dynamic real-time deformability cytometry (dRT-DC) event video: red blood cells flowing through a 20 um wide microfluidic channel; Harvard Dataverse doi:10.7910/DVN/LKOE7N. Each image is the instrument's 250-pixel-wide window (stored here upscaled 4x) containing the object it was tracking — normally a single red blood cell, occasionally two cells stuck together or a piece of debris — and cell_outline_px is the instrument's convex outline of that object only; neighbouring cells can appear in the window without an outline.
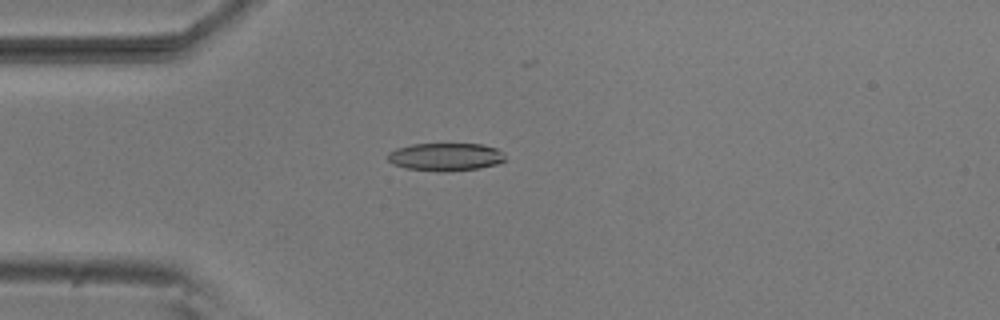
{"species": "common noctule bat (a hibernating species)", "species_latin": "Nyctalus noctula", "temperature_condition": "room temperature", "stored_images_in_passage": 5, "camera_frame_rate_fps": 3000, "um_per_image_px": 0.085, "animal": {"sex": "male", "body_mass_g": 20.5, "forearm_length_mm": 52.5}, "frame": {"image": 1, "passage_image": 4, "time_ms": 1.0, "image_size_px": [1000, 320], "cell_outline_px": [[504, 160], [496, 164], [480, 168], [448, 172], [436, 172], [404, 168], [392, 164], [388, 160], [388, 152], [396, 148], [412, 144], [480, 144], [496, 148], [504, 152]], "centroid_in_image_um": [37.84, 13.35], "position_along_channel_um": 47.2, "area_um2": 19.31}}